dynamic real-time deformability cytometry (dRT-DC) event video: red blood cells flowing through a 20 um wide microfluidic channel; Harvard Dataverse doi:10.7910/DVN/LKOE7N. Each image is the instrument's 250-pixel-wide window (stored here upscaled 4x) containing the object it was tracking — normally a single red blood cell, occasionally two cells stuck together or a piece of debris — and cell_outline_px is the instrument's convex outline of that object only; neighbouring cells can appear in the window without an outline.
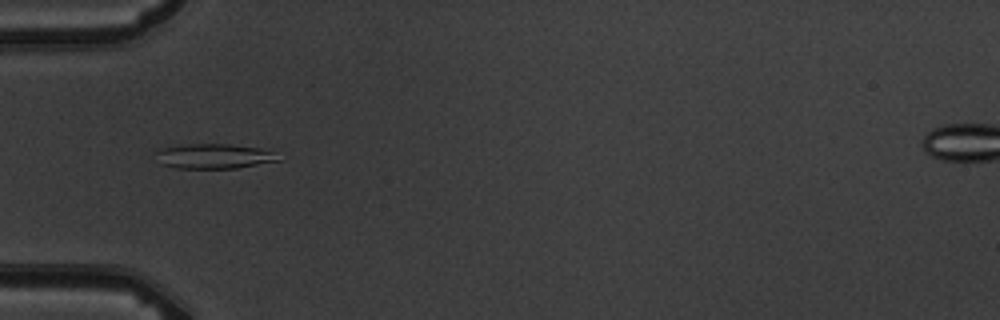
{"species": "common noctule bat (a hibernating species)", "species_latin": "Nyctalus noctula", "temperature_condition": "warm", "stored_images_in_passage": 4, "camera_frame_rate_fps": 3000, "um_per_image_px": 0.085, "animal": {"sex": "male", "body_mass_g": 19.5, "forearm_length_mm": 54.6}, "frame": {"image": 1, "passage_image": 1, "time_ms": 0.0, "image_size_px": [1000, 320], "cell_outline_px": [[284, 160], [236, 168], [176, 168], [160, 164], [156, 152], [160, 148], [188, 144], [232, 144], [260, 148], [272, 152]], "centroid_in_image_um": [18.21, 13.28], "position_along_channel_um": 66.8, "area_um2": 17.74}}
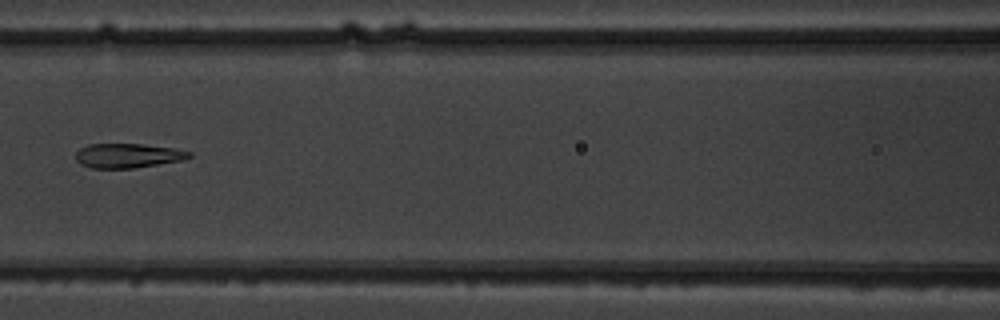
{"frame": {"image": 2, "passage_image": 3, "time_ms": 2.333, "image_size_px": [1000, 320], "cell_outline_px": [[192, 156], [184, 160], [132, 168], [92, 168], [80, 164], [76, 160], [76, 152], [80, 148], [88, 144], [144, 144], [176, 148], [192, 152]], "centroid_in_image_um": [10.89, 13.22], "position_along_channel_um": 155.7, "area_um2": 16.24}}
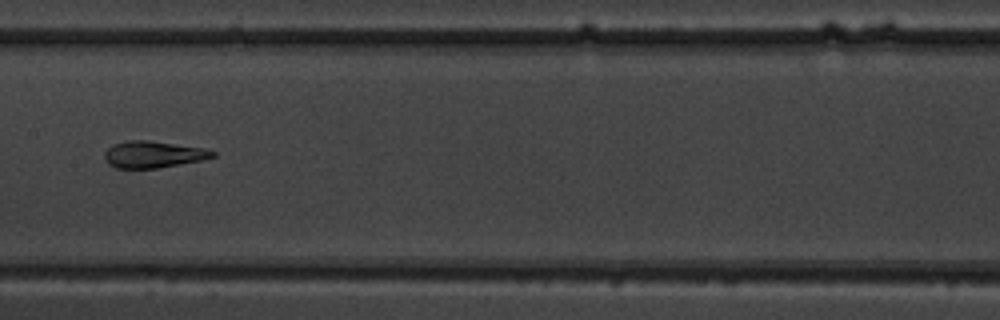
{"frame": {"image": 3, "passage_image": 4, "time_ms": 3.333, "image_size_px": [1000, 320], "cell_outline_px": [[216, 156], [200, 160], [156, 168], [116, 168], [108, 164], [104, 160], [104, 152], [112, 144], [128, 140], [148, 140], [204, 148], [216, 152]], "centroid_in_image_um": [12.97, 13.12], "position_along_channel_um": 194.4, "area_um2": 16.76}}